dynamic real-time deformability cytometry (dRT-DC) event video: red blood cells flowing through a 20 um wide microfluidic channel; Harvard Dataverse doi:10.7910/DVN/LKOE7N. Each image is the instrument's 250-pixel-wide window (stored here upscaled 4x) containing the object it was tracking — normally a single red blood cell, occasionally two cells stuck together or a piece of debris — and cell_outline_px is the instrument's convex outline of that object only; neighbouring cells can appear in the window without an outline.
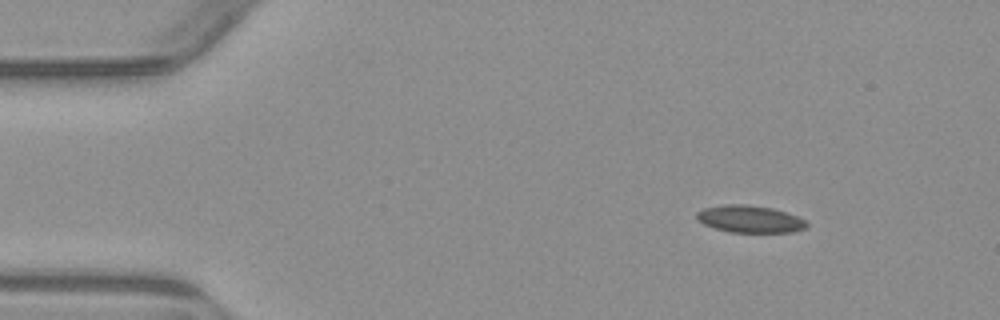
{"species": "common noctule bat (a hibernating species)", "species_latin": "Nyctalus noctula", "temperature_condition": "warm", "stored_images_in_passage": 2, "camera_frame_rate_fps": 3000, "um_per_image_px": 0.085, "animal": {"sex": "male", "body_mass_g": 23.1, "forearm_length_mm": 52.7}, "frame": {"image": 1, "passage_image": 1, "time_ms": 0.0, "image_size_px": [1000, 320], "cell_outline_px": [[808, 228], [796, 232], [728, 232], [704, 224], [696, 220], [696, 212], [704, 208], [724, 204], [748, 204], [772, 208], [796, 216], [804, 220], [808, 224]], "centroid_in_image_um": [63.73, 18.62], "position_along_channel_um": 21.3, "area_um2": 17.51}}